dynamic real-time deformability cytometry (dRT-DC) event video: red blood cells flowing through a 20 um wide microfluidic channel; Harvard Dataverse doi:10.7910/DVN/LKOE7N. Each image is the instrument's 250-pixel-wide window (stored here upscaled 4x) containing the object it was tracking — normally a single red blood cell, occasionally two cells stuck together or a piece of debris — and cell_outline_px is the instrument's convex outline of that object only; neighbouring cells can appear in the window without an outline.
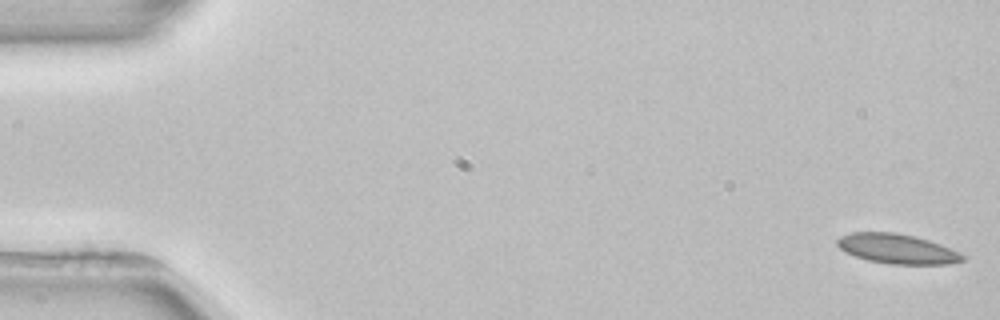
{"species": "common noctule bat (a hibernating species)", "species_latin": "Nyctalus noctula", "temperature_condition": "room temperature", "stored_images_in_passage": 6, "camera_frame_rate_fps": 3000, "um_per_image_px": 0.085, "animal": {"sex": "female", "body_mass_g": 22.7, "forearm_length_mm": 54.2}, "frame": {"image": 1, "passage_image": 1, "time_ms": 0.0, "image_size_px": [1000, 320], "cell_outline_px": [[968, 256], [964, 260], [948, 264], [888, 264], [868, 260], [844, 252], [836, 244], [836, 240], [840, 236], [852, 232], [896, 232], [928, 240], [940, 244]], "centroid_in_image_um": [76.25, 21.15], "position_along_channel_um": 8.8, "area_um2": 21.73}}
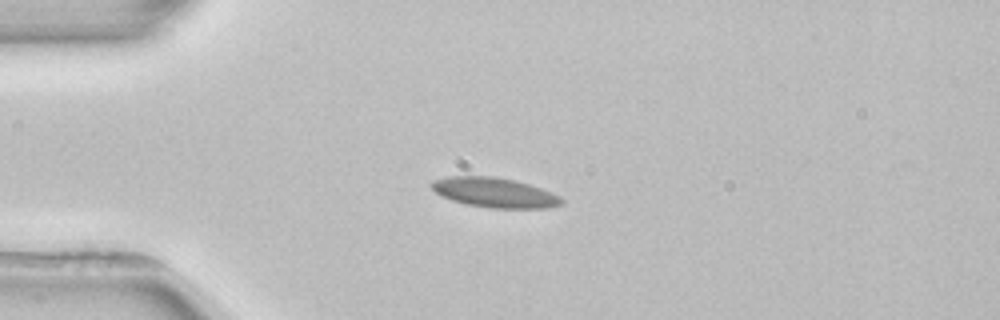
{"frame": {"image": 2, "passage_image": 4, "time_ms": 4.0, "image_size_px": [1000, 320], "cell_outline_px": [[564, 204], [548, 208], [492, 208], [468, 204], [452, 200], [440, 196], [428, 184], [432, 180], [448, 176], [492, 176], [512, 180], [528, 184], [552, 192], [560, 196], [564, 200]], "centroid_in_image_um": [42.03, 16.37], "position_along_channel_um": 43.0, "area_um2": 22.6}}